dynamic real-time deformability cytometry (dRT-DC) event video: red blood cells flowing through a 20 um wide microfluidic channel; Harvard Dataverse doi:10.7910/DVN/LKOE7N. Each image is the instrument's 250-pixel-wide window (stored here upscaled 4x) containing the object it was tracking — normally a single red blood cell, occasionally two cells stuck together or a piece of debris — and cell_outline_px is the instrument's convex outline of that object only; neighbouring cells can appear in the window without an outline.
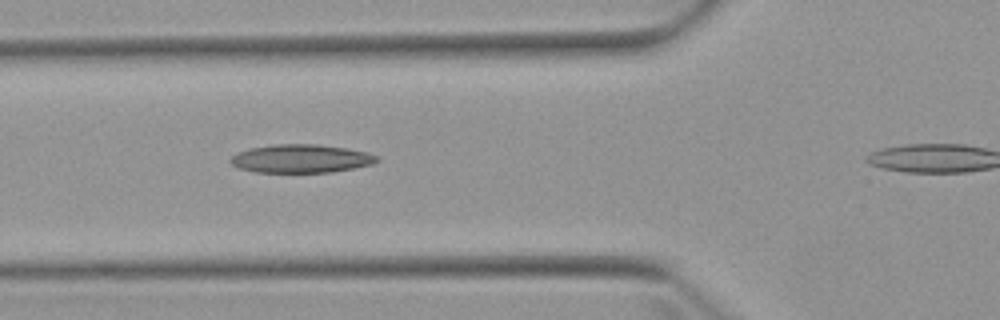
{"species": "Egyptian fruit bat (a non-hibernating species)", "species_latin": "Rousettus aegyptiacus", "temperature_condition": "warm", "stored_images_in_passage": 3, "segment_of_instrument_passage": [1, 2], "camera_frame_rate_fps": 3000, "um_per_image_px": 0.085, "animal": {"sex": "female"}, "frame": {"image": 1, "passage_image": 2, "time_ms": 1.0, "image_size_px": [1000, 320], "cell_outline_px": [[380, 160], [372, 164], [332, 172], [256, 172], [240, 168], [232, 164], [228, 160], [236, 152], [248, 148], [272, 144], [320, 144], [348, 148], [368, 152], [376, 156]], "centroid_in_image_um": [25.57, 13.47], "position_along_channel_um": 100.2, "area_um2": 24.33}}